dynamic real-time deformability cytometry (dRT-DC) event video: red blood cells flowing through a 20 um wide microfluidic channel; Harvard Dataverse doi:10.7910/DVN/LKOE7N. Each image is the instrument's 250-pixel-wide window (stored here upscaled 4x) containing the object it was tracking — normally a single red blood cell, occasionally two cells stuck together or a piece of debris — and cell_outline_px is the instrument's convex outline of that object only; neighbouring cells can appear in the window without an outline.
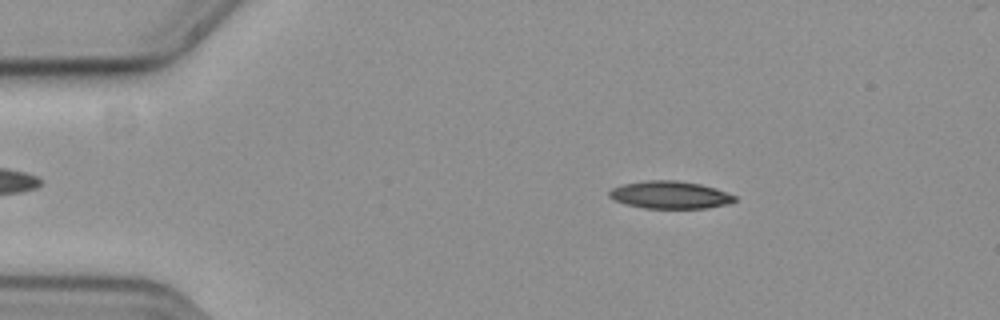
{"species": "common noctule bat (a hibernating species)", "species_latin": "Nyctalus noctula", "temperature_condition": "cold", "stored_images_in_passage": 56, "camera_frame_rate_fps": 3000, "um_per_image_px": 0.085, "animal": {"sex": "female", "body_mass_g": 19.3, "forearm_length_mm": 54.1}, "frame": {"image": 1, "passage_image": 9, "time_ms": 2.667, "image_size_px": [1000, 320], "cell_outline_px": [[736, 200], [728, 204], [708, 208], [644, 208], [624, 204], [608, 196], [608, 192], [612, 188], [624, 184], [648, 180], [676, 180], [700, 184], [716, 188], [736, 196]], "centroid_in_image_um": [56.96, 16.57], "position_along_channel_um": 28.0, "area_um2": 20.11}}
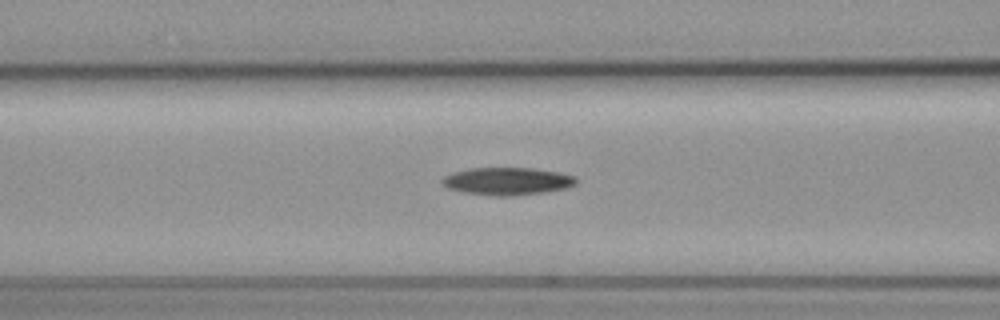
{"frame": {"image": 2, "passage_image": 22, "time_ms": 7.0, "image_size_px": [1000, 320], "cell_outline_px": [[576, 184], [568, 188], [544, 192], [512, 196], [496, 196], [464, 192], [448, 188], [440, 180], [444, 176], [452, 172], [472, 168], [532, 168], [560, 172], [576, 176]], "centroid_in_image_um": [43.15, 15.4], "position_along_channel_um": 123.5, "area_um2": 21.56}}
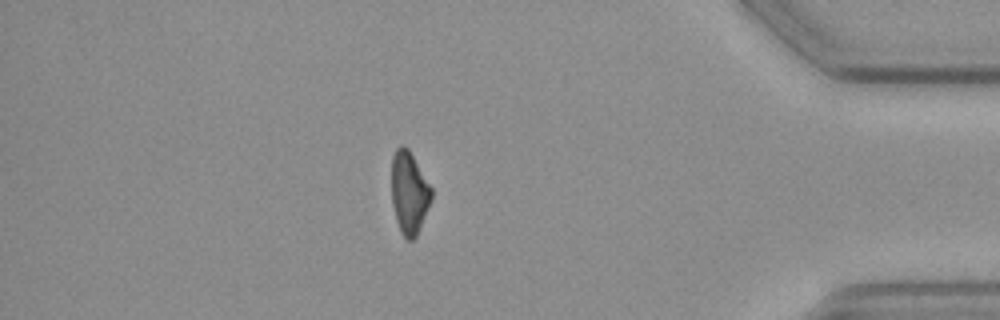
{"frame": {"image": 3, "passage_image": 48, "time_ms": 15.667, "image_size_px": [1000, 320], "cell_outline_px": [[432, 196], [416, 236], [412, 240], [408, 240], [400, 232], [396, 220], [392, 204], [392, 156], [396, 148], [400, 144], [404, 144], [408, 148], [432, 188]], "centroid_in_image_um": [34.76, 16.34], "position_along_channel_um": 400.4, "area_um2": 18.96}, "authors_computed_cell_mechanics": {"area_um2": 20.519, "velocity_mm_per_s": 3.6658, "shape_relaxation_time_tau1_ms": 3.9094, "shape_relaxation_time_tau2_ms": null, "deformation_change_tau1": 0.1407, "deformation_change_tau2": null}}